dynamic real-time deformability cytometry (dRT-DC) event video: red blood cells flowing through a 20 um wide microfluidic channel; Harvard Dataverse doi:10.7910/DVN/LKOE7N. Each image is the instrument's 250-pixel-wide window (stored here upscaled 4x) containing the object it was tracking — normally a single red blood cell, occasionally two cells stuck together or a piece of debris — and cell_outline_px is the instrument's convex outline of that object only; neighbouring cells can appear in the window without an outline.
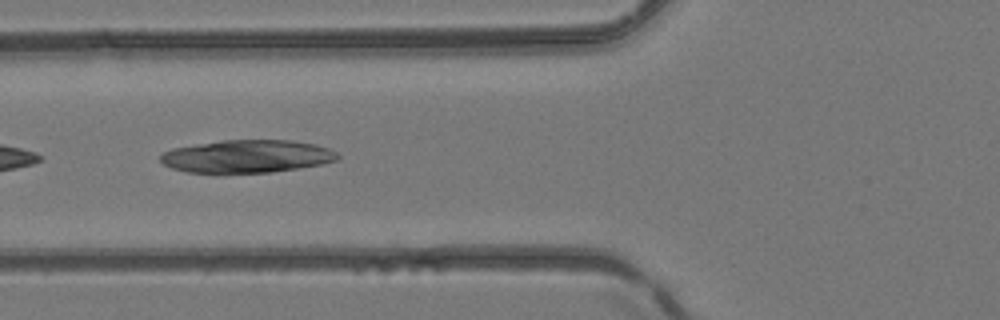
{"species": "common noctule bat (a hibernating species)", "species_latin": "Nyctalus noctula", "temperature_condition": "room temperature", "stored_images_in_passage": 4, "camera_frame_rate_fps": 3000, "um_per_image_px": 0.085, "animal": {"sex": "female", "body_mass_g": 24.6, "forearm_length_mm": 56.2}, "frame": {"image": 1, "passage_image": 4, "time_ms": 1.0, "image_size_px": [1000, 320], "cell_outline_px": [[340, 160], [320, 164], [272, 172], [188, 172], [172, 168], [164, 164], [160, 160], [160, 156], [164, 152], [172, 148], [224, 140], [292, 140], [316, 144], [328, 148], [336, 152], [340, 156]], "centroid_in_image_um": [21.03, 13.28], "position_along_channel_um": 104.8, "area_um2": 33.58}}